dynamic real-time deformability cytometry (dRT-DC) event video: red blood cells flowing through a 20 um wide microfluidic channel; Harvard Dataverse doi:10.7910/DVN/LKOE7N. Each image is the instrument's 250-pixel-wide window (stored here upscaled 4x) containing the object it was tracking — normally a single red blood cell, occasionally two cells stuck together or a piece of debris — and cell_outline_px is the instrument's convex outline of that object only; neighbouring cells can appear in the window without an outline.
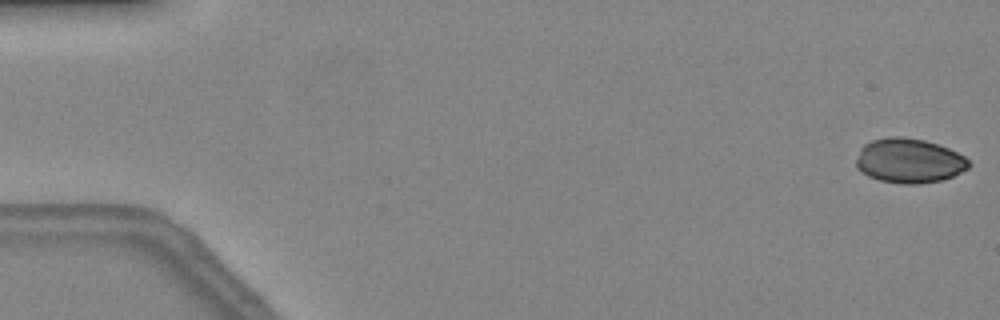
{"species": "common noctule bat (a hibernating species)", "species_latin": "Nyctalus noctula", "temperature_condition": "warm", "stored_images_in_passage": 48, "camera_frame_rate_fps": 3000, "um_per_image_px": 0.085, "animal": {"sex": "female", "body_mass_g": 24.6, "forearm_length_mm": 56.2}, "frame": {"image": 1, "passage_image": 1, "time_ms": 0.0, "image_size_px": [1000, 320], "cell_outline_px": [[972, 164], [968, 168], [952, 176], [940, 180], [916, 184], [904, 184], [880, 180], [868, 176], [856, 168], [856, 160], [860, 148], [864, 144], [872, 140], [892, 136], [900, 136], [924, 140], [948, 148], [964, 156]], "centroid_in_image_um": [77.25, 13.66], "position_along_channel_um": 7.7, "area_um2": 29.13}}
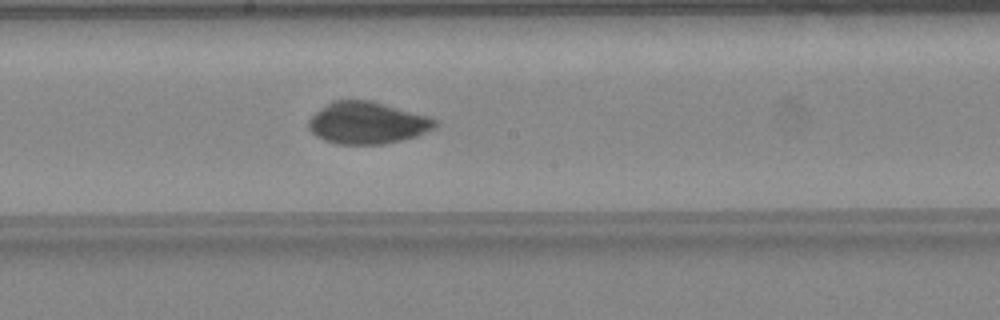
{"frame": {"image": 2, "passage_image": 26, "time_ms": 8.333, "image_size_px": [1000, 320], "cell_outline_px": [[440, 124], [436, 128], [416, 136], [384, 144], [336, 144], [324, 140], [316, 136], [308, 128], [308, 120], [320, 108], [332, 100], [372, 100], [428, 116], [436, 120]], "centroid_in_image_um": [31.22, 10.44], "position_along_channel_um": 217.0, "area_um2": 31.1}}
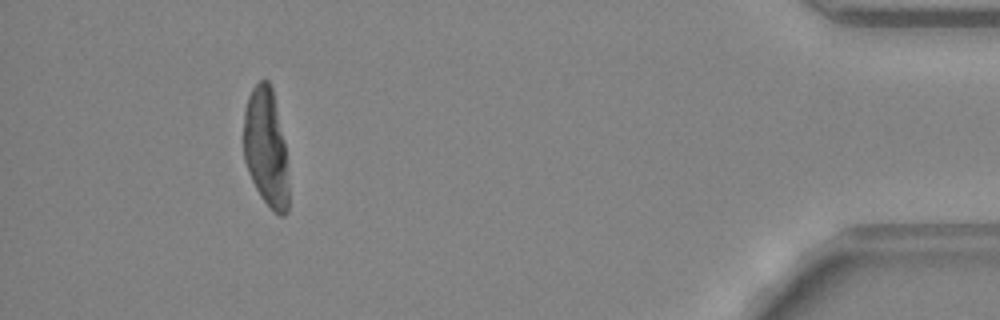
{"frame": {"image": 3, "passage_image": 44, "time_ms": 14.333, "image_size_px": [1000, 320], "cell_outline_px": [[288, 212], [284, 216], [280, 216], [260, 196], [248, 172], [244, 160], [244, 108], [248, 96], [252, 88], [260, 80], [268, 80], [272, 88], [284, 144], [288, 184]], "centroid_in_image_um": [22.59, 12.55], "position_along_channel_um": 412.6, "area_um2": 30.63}}